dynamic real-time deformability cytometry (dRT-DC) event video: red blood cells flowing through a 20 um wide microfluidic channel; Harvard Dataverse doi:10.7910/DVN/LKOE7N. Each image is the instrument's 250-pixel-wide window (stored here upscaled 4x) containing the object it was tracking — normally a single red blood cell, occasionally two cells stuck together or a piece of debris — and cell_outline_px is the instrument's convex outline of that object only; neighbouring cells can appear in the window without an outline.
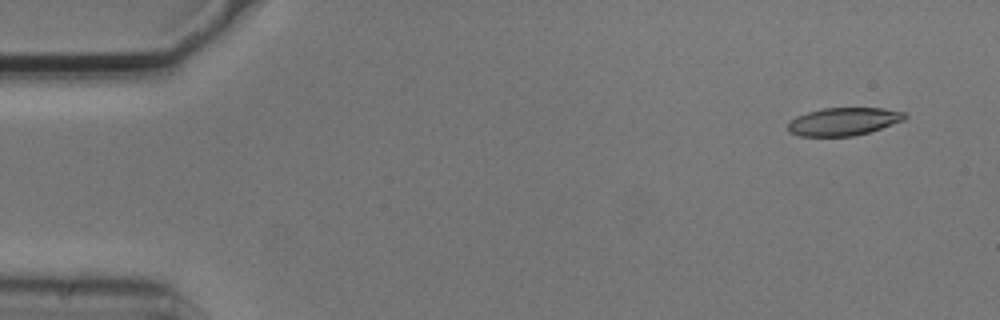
{"species": "common noctule bat (a hibernating species)", "species_latin": "Nyctalus noctula", "temperature_condition": "cold", "stored_images_in_passage": 5, "camera_frame_rate_fps": 3000, "um_per_image_px": 0.085, "animal": {"sex": "male", "body_mass_g": 20.5, "forearm_length_mm": 52.5}, "frame": {"image": 1, "passage_image": 2, "time_ms": 0.333, "image_size_px": [1000, 320], "cell_outline_px": [[908, 116], [904, 120], [868, 132], [852, 136], [800, 136], [788, 132], [788, 124], [796, 116], [808, 112], [824, 108], [884, 108], [904, 112]], "centroid_in_image_um": [71.7, 10.32], "position_along_channel_um": 13.3, "area_um2": 18.84}}
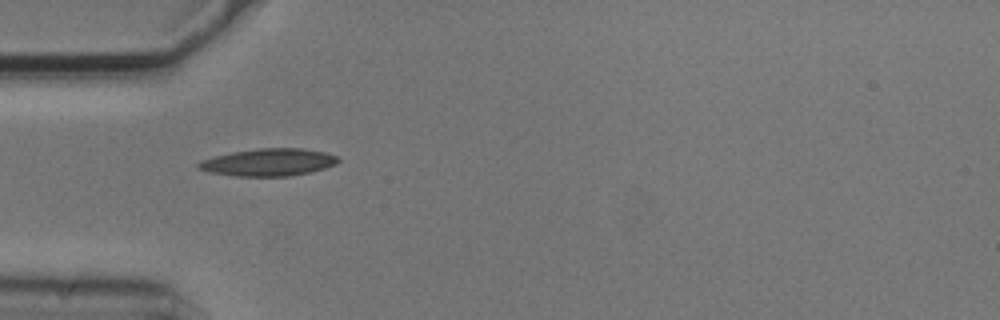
{"frame": {"image": 2, "passage_image": 5, "time_ms": 1.333, "image_size_px": [1000, 320], "cell_outline_px": [[340, 160], [336, 164], [324, 168], [308, 172], [288, 176], [236, 176], [212, 172], [200, 168], [196, 164], [200, 160], [232, 152], [256, 148], [304, 148], [324, 152], [336, 156]], "centroid_in_image_um": [22.84, 13.78], "position_along_channel_um": 62.2, "area_um2": 22.02}}